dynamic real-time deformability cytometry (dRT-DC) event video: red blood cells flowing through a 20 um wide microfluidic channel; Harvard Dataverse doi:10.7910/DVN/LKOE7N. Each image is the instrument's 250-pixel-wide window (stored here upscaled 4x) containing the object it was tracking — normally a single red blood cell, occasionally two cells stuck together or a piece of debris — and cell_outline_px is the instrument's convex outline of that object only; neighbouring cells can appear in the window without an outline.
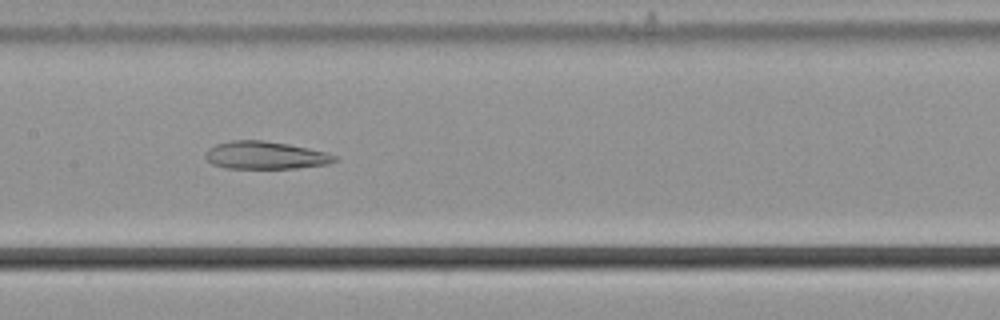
{"species": "common noctule bat (a hibernating species)", "species_latin": "Nyctalus noctula", "temperature_condition": "cold", "stored_images_in_passage": 56, "camera_frame_rate_fps": 3000, "um_per_image_px": 0.085, "animal": {"sex": "male", "body_mass_g": 21.5, "forearm_length_mm": 52.0}, "frame": {"image": 1, "passage_image": 28, "time_ms": 9.0, "image_size_px": [1000, 320], "cell_outline_px": [[340, 160], [328, 164], [296, 168], [224, 168], [212, 164], [204, 156], [208, 148], [216, 144], [232, 140], [264, 140], [288, 144], [328, 152], [340, 156]], "centroid_in_image_um": [22.61, 13.2], "position_along_channel_um": 184.8, "area_um2": 21.1}}
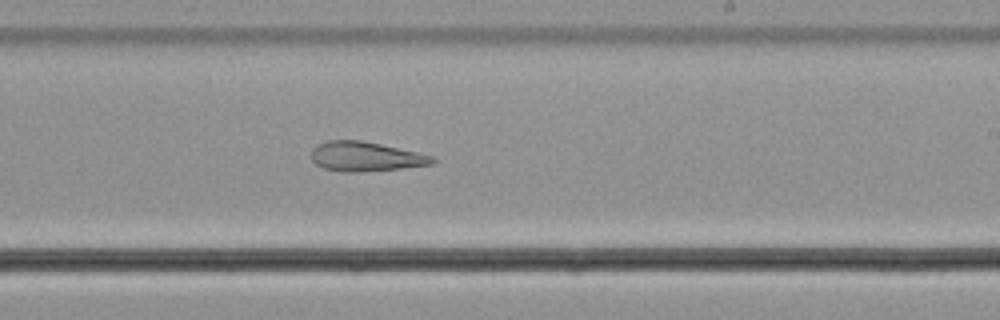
{"frame": {"image": 2, "passage_image": 34, "time_ms": 11.0, "image_size_px": [1000, 320], "cell_outline_px": [[436, 160], [432, 164], [400, 168], [356, 172], [340, 172], [324, 168], [316, 164], [312, 160], [312, 148], [316, 144], [328, 140], [360, 140], [380, 144], [416, 152], [432, 156]], "centroid_in_image_um": [31.02, 13.3], "position_along_channel_um": 258.0, "area_um2": 20.63}}
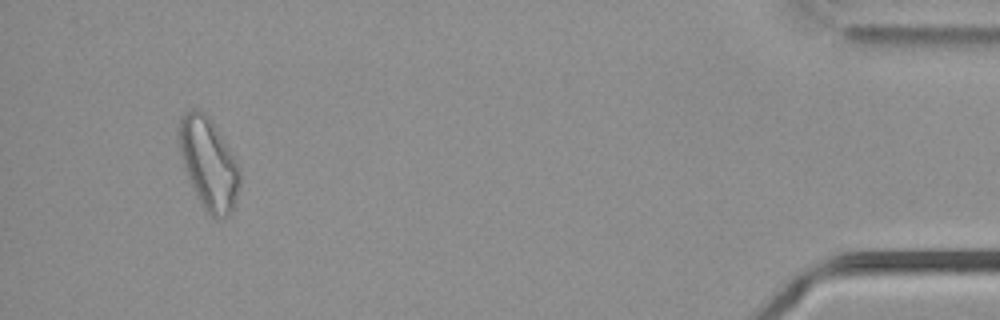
{"frame": {"image": 3, "passage_image": 53, "time_ms": 17.333, "image_size_px": [1000, 320], "cell_outline_px": [[240, 184], [232, 208], [220, 220], [216, 220], [200, 204], [192, 188], [184, 168], [180, 152], [180, 116], [192, 108], [196, 108], [204, 112], [208, 116], [216, 128], [240, 168]], "centroid_in_image_um": [17.72, 13.91], "position_along_channel_um": 417.5, "area_um2": 31.79}, "authors_computed_cell_mechanics": {"area_um2": 27.7151, "velocity_mm_per_s": 3.667, "shape_relaxation_time_tau1_ms": null, "shape_relaxation_time_tau2_ms": 4.5796, "deformation_change_tau1": null, "deformation_change_tau2": 0.1435}}